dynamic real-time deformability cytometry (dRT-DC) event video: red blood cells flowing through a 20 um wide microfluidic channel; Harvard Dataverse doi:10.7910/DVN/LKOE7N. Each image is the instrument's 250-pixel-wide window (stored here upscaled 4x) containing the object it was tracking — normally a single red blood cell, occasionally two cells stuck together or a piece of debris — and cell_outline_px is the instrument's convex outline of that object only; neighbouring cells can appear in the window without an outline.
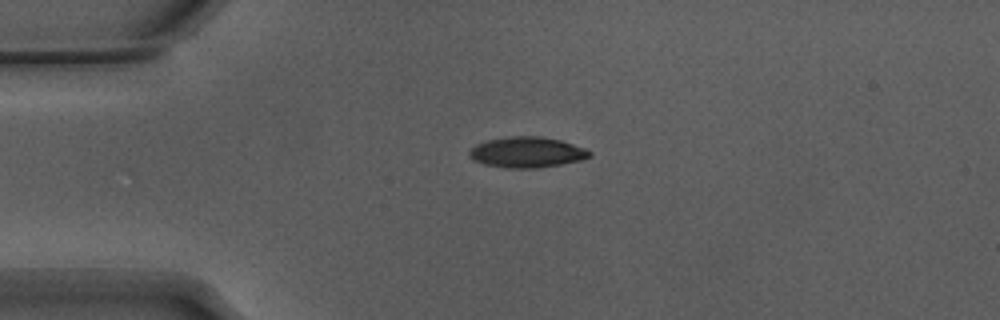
{"species": "Egyptian fruit bat (a non-hibernating species)", "species_latin": "Rousettus aegyptiacus", "temperature_condition": "warm", "stored_images_in_passage": 42, "camera_frame_rate_fps": 3000, "um_per_image_px": 0.085, "animal": {"sex": "male"}, "frame": {"image": 1, "passage_image": 1, "time_ms": 0.0, "image_size_px": [1000, 320], "cell_outline_px": [[592, 156], [580, 160], [560, 164], [536, 168], [508, 168], [484, 164], [476, 160], [468, 152], [476, 144], [488, 140], [508, 136], [540, 136], [560, 140], [584, 148], [592, 152]], "centroid_in_image_um": [44.81, 12.93], "position_along_channel_um": 40.2, "area_um2": 21.21}}
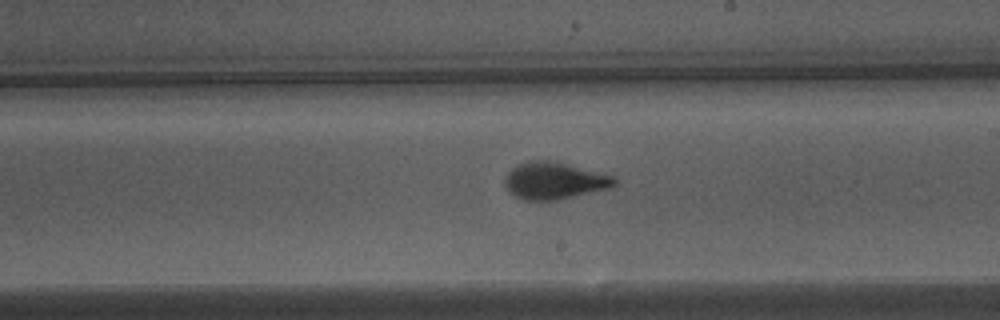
{"frame": {"image": 2, "passage_image": 19, "time_ms": 6.0, "image_size_px": [1000, 320], "cell_outline_px": [[616, 184], [608, 188], [556, 200], [524, 200], [516, 196], [504, 184], [504, 176], [516, 164], [528, 160], [556, 160], [612, 176], [616, 180]], "centroid_in_image_um": [47.07, 15.33], "position_along_channel_um": 241.9, "area_um2": 23.52}}
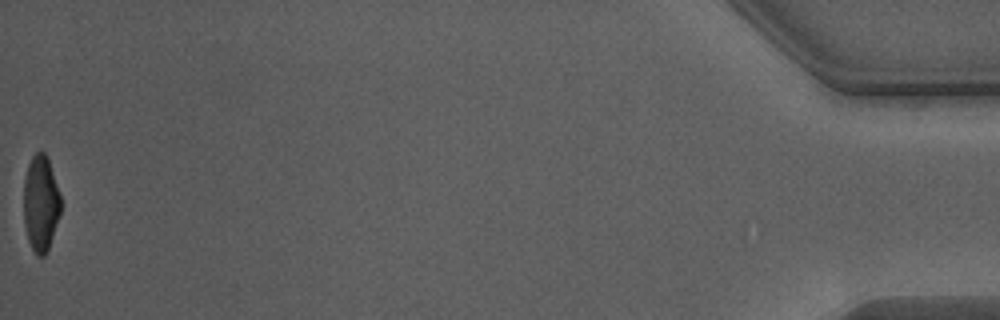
{"frame": {"image": 3, "passage_image": 42, "time_ms": 13.667, "image_size_px": [1000, 320], "cell_outline_px": [[60, 212], [48, 252], [44, 256], [36, 256], [28, 240], [24, 224], [24, 176], [28, 164], [32, 156], [36, 152], [44, 152], [48, 156], [60, 196]], "centroid_in_image_um": [3.45, 17.29], "position_along_channel_um": 431.7, "area_um2": 20.81}, "authors_computed_cell_mechanics": {"area_um2": 22.5709, "velocity_mm_per_s": 3.8471, "shape_relaxation_time_tau1_ms": 3.3019, "shape_relaxation_time_tau2_ms": 0.7696, "deformation_change_tau1": 0.1956, "deformation_change_tau2": 0.061}}